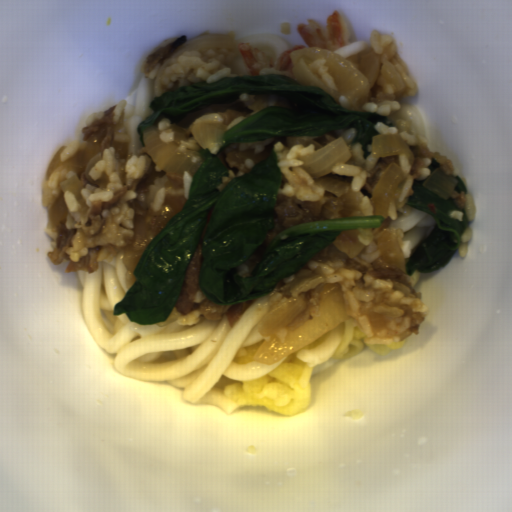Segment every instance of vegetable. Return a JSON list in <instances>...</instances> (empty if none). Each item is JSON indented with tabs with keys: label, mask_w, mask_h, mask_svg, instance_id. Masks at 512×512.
Here are the masks:
<instances>
[{
	"label": "vegetable",
	"mask_w": 512,
	"mask_h": 512,
	"mask_svg": "<svg viewBox=\"0 0 512 512\" xmlns=\"http://www.w3.org/2000/svg\"><path fill=\"white\" fill-rule=\"evenodd\" d=\"M198 154L202 164L186 202L139 256L132 271L135 282L112 308L115 317L125 314L138 325L166 321L204 229L197 288L206 300L228 305L268 295L343 230L381 228L383 215L298 222L275 235L251 276L241 277L238 268L266 240L273 225L283 176L278 154L272 152L221 191L217 187L229 168L207 148Z\"/></svg>",
	"instance_id": "1"
},
{
	"label": "vegetable",
	"mask_w": 512,
	"mask_h": 512,
	"mask_svg": "<svg viewBox=\"0 0 512 512\" xmlns=\"http://www.w3.org/2000/svg\"><path fill=\"white\" fill-rule=\"evenodd\" d=\"M455 178H456L457 186H456V188H455V190H454V191H457L459 194H460L461 192H463V193H465V195H466V193H467V188H466V186H465V184H464V182H463V180H462L461 176H458V175H457V176H455Z\"/></svg>",
	"instance_id": "4"
},
{
	"label": "vegetable",
	"mask_w": 512,
	"mask_h": 512,
	"mask_svg": "<svg viewBox=\"0 0 512 512\" xmlns=\"http://www.w3.org/2000/svg\"><path fill=\"white\" fill-rule=\"evenodd\" d=\"M241 94L273 95L287 99L292 107L266 106L243 119L223 135L221 145L250 143L267 138L321 136L335 129H354L356 136L350 145L360 144L363 158L372 152L373 135H380L374 125L394 123L372 111H355L341 106L328 93L315 86H306L287 77L274 74L223 76L213 83L184 85L177 91H166L151 100L153 113L137 125L140 142L145 129L168 118L172 124L187 128L206 113L237 110L253 113L254 109L240 99Z\"/></svg>",
	"instance_id": "2"
},
{
	"label": "vegetable",
	"mask_w": 512,
	"mask_h": 512,
	"mask_svg": "<svg viewBox=\"0 0 512 512\" xmlns=\"http://www.w3.org/2000/svg\"><path fill=\"white\" fill-rule=\"evenodd\" d=\"M441 167L440 163L434 158L430 157V161L426 168L429 169L430 175L438 168Z\"/></svg>",
	"instance_id": "5"
},
{
	"label": "vegetable",
	"mask_w": 512,
	"mask_h": 512,
	"mask_svg": "<svg viewBox=\"0 0 512 512\" xmlns=\"http://www.w3.org/2000/svg\"><path fill=\"white\" fill-rule=\"evenodd\" d=\"M428 178L412 180L413 193L406 205L415 207L433 217L436 224L432 232L415 249L405 263V274L433 273L454 257L460 247L462 235L470 226L466 211L459 208L453 197L444 200L425 186Z\"/></svg>",
	"instance_id": "3"
}]
</instances>
